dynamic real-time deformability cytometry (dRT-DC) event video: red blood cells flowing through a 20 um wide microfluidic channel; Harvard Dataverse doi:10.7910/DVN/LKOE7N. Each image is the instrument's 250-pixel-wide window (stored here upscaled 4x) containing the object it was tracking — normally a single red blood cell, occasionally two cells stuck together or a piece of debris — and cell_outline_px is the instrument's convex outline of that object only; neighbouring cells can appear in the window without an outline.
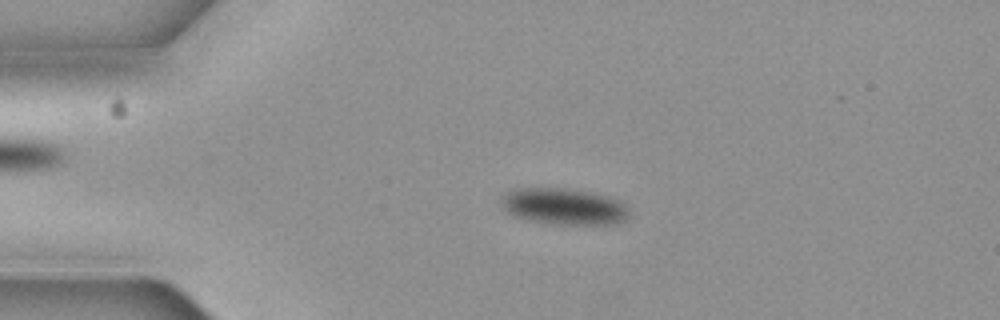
{"species": "common noctule bat (a hibernating species)", "species_latin": "Nyctalus noctula", "temperature_condition": "cold", "stored_images_in_passage": 3, "camera_frame_rate_fps": 3000, "um_per_image_px": 0.085, "animal": {"sex": "female", "body_mass_g": 19.3, "forearm_length_mm": 54.1}, "frame": {"image": 1, "passage_image": 2, "time_ms": 0.333, "image_size_px": [1000, 320], "cell_outline_px": [[628, 216], [624, 220], [616, 224], [556, 224], [528, 220], [512, 216], [504, 212], [500, 200], [512, 188], [564, 188], [592, 192], [608, 196], [620, 200], [628, 208]], "centroid_in_image_um": [47.9, 17.54], "position_along_channel_um": 37.1, "area_um2": 27.4}}